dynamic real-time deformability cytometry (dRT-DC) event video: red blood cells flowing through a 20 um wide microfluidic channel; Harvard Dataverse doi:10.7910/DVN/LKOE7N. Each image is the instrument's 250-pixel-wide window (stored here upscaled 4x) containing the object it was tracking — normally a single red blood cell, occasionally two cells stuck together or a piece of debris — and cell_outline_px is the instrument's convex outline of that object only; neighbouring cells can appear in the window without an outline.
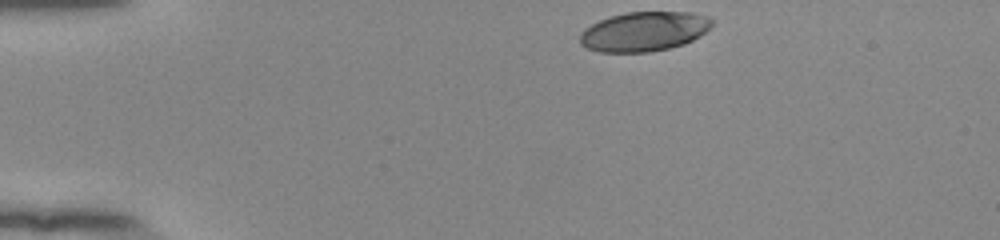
{"species": "human", "species_latin": "Homo sapiens", "temperature_condition": "room temperature", "stored_images_in_passage": 37, "camera_frame_rate_fps": 3000, "um_per_image_px": 0.085, "donor": {"sex": "female"}, "frame": {"image": 1, "passage_image": 1, "time_ms": 0.0, "image_size_px": [1000, 240], "cell_outline_px": [[712, 24], [700, 36], [684, 44], [668, 48], [648, 52], [600, 52], [588, 48], [580, 44], [580, 32], [584, 28], [600, 20], [612, 16], [628, 12], [692, 12], [704, 16], [712, 20]], "centroid_in_image_um": [54.72, 2.68], "position_along_channel_um": 30.3, "area_um2": 30.17}}
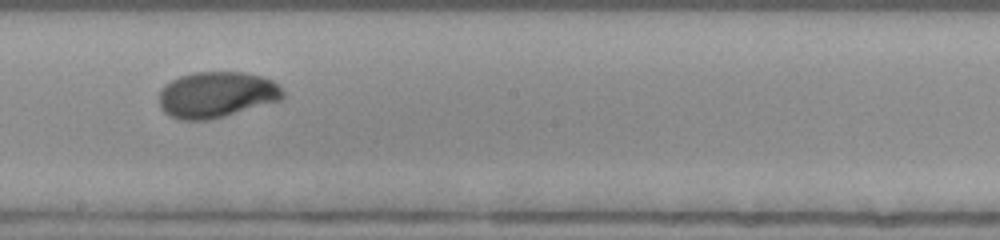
{"frame": {"image": 2, "passage_image": 22, "time_ms": 7.0, "image_size_px": [1000, 240], "cell_outline_px": [[284, 96], [280, 100], [224, 116], [208, 120], [180, 120], [164, 112], [160, 108], [160, 88], [164, 84], [180, 76], [192, 72], [248, 72], [272, 80], [284, 92]], "centroid_in_image_um": [18.38, 8.04], "position_along_channel_um": 229.8, "area_um2": 33.12}}
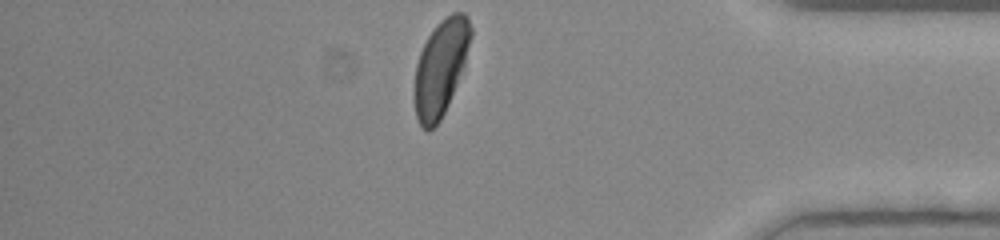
{"frame": {"image": 3, "passage_image": 37, "time_ms": 12.0, "image_size_px": [1000, 240], "cell_outline_px": [[472, 36], [464, 64], [448, 104], [440, 120], [428, 132], [420, 124], [416, 116], [416, 64], [420, 52], [428, 36], [436, 24], [440, 20], [452, 12], [464, 12], [468, 16], [472, 28]], "centroid_in_image_um": [37.49, 5.68], "position_along_channel_um": 397.7, "area_um2": 30.81}, "authors_computed_cell_mechanics": {"area_um2": 32.8304, "velocity_mm_per_s": 3.8718, "shape_relaxation_time_tau1_ms": 2.7729, "shape_relaxation_time_tau2_ms": null, "deformation_change_tau1": 0.1474, "deformation_change_tau2": null}}